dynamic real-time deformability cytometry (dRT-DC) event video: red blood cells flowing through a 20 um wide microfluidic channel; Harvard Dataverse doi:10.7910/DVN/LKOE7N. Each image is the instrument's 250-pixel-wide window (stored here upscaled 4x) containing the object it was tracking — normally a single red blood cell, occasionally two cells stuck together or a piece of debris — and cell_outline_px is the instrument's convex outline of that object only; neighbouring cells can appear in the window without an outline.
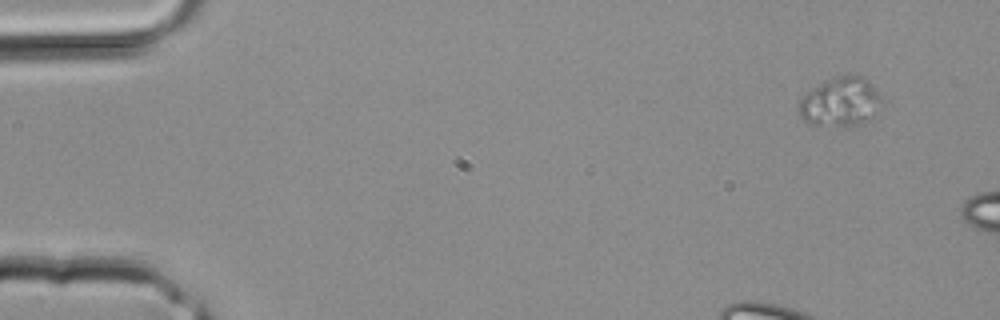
{"species": "common noctule bat (a hibernating species)", "species_latin": "Nyctalus noctula", "temperature_condition": "room temperature", "stored_images_in_passage": 2, "camera_frame_rate_fps": 3000, "um_per_image_px": 0.085, "animal": {"sex": "male", "body_mass_g": 20.4}, "frame": {"image": 1, "passage_image": 1, "time_ms": 0.0, "image_size_px": [1000, 320], "cell_outline_px": [[880, 100], [860, 124], [812, 124], [804, 120], [800, 116], [800, 100], [808, 92], [832, 76], [860, 76], [868, 80], [872, 84], [880, 96]], "centroid_in_image_um": [71.36, 8.61], "position_along_channel_um": 13.6, "area_um2": 22.08}}